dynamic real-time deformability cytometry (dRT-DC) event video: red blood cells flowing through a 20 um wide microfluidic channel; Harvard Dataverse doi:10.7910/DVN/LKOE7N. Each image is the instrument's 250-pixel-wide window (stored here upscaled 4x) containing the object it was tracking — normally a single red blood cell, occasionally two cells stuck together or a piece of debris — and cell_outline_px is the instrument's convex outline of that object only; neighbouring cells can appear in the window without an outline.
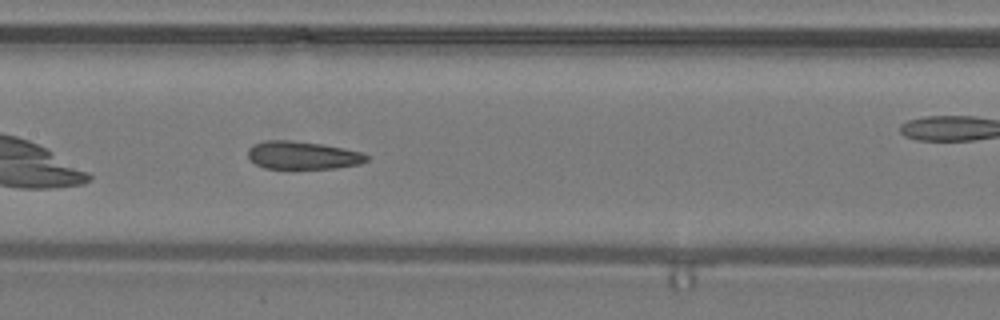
{"species": "common noctule bat (a hibernating species)", "species_latin": "Nyctalus noctula", "temperature_condition": "warm", "stored_images_in_passage": 25, "camera_frame_rate_fps": 3000, "um_per_image_px": 0.085, "animal": {"sex": "male", "body_mass_g": 19.2, "forearm_length_mm": 51.8}, "frame": {"image": 1, "passage_image": 8, "time_ms": 2.333, "image_size_px": [1000, 320], "cell_outline_px": [[368, 160], [360, 164], [336, 168], [264, 168], [256, 164], [248, 156], [248, 148], [252, 144], [264, 140], [288, 140], [324, 144], [364, 152], [368, 156]], "centroid_in_image_um": [25.74, 13.19], "position_along_channel_um": 181.7, "area_um2": 19.42}}